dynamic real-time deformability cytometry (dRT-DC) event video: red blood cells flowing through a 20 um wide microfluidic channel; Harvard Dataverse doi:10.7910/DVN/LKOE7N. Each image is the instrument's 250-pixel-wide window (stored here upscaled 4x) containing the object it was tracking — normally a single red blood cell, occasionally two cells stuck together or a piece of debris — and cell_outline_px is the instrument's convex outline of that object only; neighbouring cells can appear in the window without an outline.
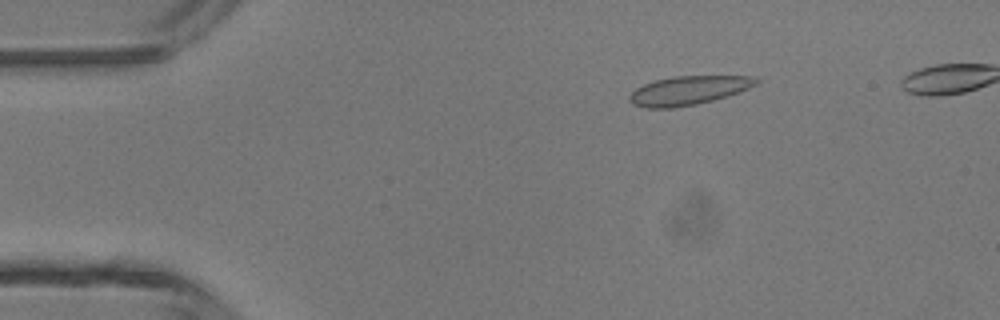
{"species": "common noctule bat (a hibernating species)", "species_latin": "Nyctalus noctula", "temperature_condition": "room temperature", "stored_images_in_passage": 44, "camera_frame_rate_fps": 3000, "um_per_image_px": 0.085, "animal": {"sex": "male", "body_mass_g": 13.3}, "frame": {"image": 1, "passage_image": 8, "time_ms": 2.333, "image_size_px": [1000, 320], "cell_outline_px": [[760, 84], [712, 100], [696, 104], [672, 108], [644, 108], [632, 104], [628, 100], [628, 96], [636, 88], [644, 84], [656, 80], [672, 76], [760, 76]], "centroid_in_image_um": [58.51, 7.68], "position_along_channel_um": 26.5, "area_um2": 21.33}}
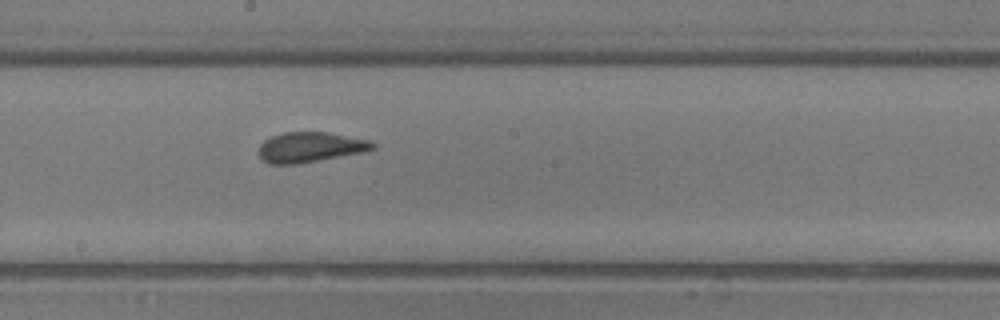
{"frame": {"image": 2, "passage_image": 26, "time_ms": 8.333, "image_size_px": [1000, 320], "cell_outline_px": [[376, 148], [364, 152], [296, 164], [268, 164], [256, 152], [260, 144], [264, 140], [272, 136], [284, 132], [324, 132], [368, 140], [376, 144]], "centroid_in_image_um": [26.33, 12.51], "position_along_channel_um": 221.9, "area_um2": 19.94}}
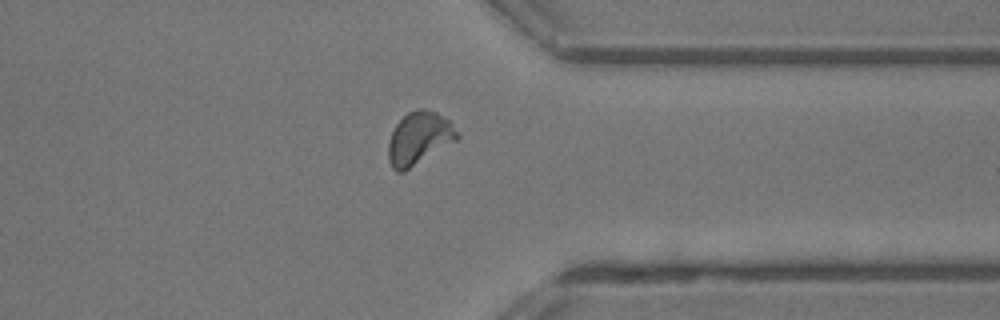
{"frame": {"image": 3, "passage_image": 37, "time_ms": 12.0, "image_size_px": [1000, 320], "cell_outline_px": [[460, 136], [456, 140], [404, 172], [396, 172], [392, 168], [388, 160], [388, 144], [392, 132], [396, 124], [408, 112], [416, 108], [424, 108], [436, 112], [448, 120]], "centroid_in_image_um": [35.59, 11.76], "position_along_channel_um": 375.8, "area_um2": 20.98}}